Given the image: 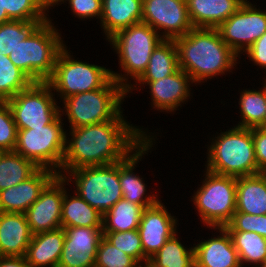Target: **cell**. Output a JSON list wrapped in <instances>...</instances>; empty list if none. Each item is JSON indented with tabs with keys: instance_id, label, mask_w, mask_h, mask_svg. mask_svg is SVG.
I'll use <instances>...</instances> for the list:
<instances>
[{
	"instance_id": "cell-32",
	"label": "cell",
	"mask_w": 266,
	"mask_h": 267,
	"mask_svg": "<svg viewBox=\"0 0 266 267\" xmlns=\"http://www.w3.org/2000/svg\"><path fill=\"white\" fill-rule=\"evenodd\" d=\"M241 265L243 262L260 266L266 261V239L255 232L228 231Z\"/></svg>"
},
{
	"instance_id": "cell-4",
	"label": "cell",
	"mask_w": 266,
	"mask_h": 267,
	"mask_svg": "<svg viewBox=\"0 0 266 267\" xmlns=\"http://www.w3.org/2000/svg\"><path fill=\"white\" fill-rule=\"evenodd\" d=\"M57 30L48 20L10 52L14 65L34 82L47 81L54 72L56 59L64 48Z\"/></svg>"
},
{
	"instance_id": "cell-27",
	"label": "cell",
	"mask_w": 266,
	"mask_h": 267,
	"mask_svg": "<svg viewBox=\"0 0 266 267\" xmlns=\"http://www.w3.org/2000/svg\"><path fill=\"white\" fill-rule=\"evenodd\" d=\"M143 210L141 205L120 199L103 214V232H125L138 229Z\"/></svg>"
},
{
	"instance_id": "cell-18",
	"label": "cell",
	"mask_w": 266,
	"mask_h": 267,
	"mask_svg": "<svg viewBox=\"0 0 266 267\" xmlns=\"http://www.w3.org/2000/svg\"><path fill=\"white\" fill-rule=\"evenodd\" d=\"M220 237L205 240L193 247L195 267H242L232 238L225 227H218Z\"/></svg>"
},
{
	"instance_id": "cell-12",
	"label": "cell",
	"mask_w": 266,
	"mask_h": 267,
	"mask_svg": "<svg viewBox=\"0 0 266 267\" xmlns=\"http://www.w3.org/2000/svg\"><path fill=\"white\" fill-rule=\"evenodd\" d=\"M225 44L237 55L246 51L266 32V12L252 7L247 0L216 28ZM245 48V50H244Z\"/></svg>"
},
{
	"instance_id": "cell-11",
	"label": "cell",
	"mask_w": 266,
	"mask_h": 267,
	"mask_svg": "<svg viewBox=\"0 0 266 267\" xmlns=\"http://www.w3.org/2000/svg\"><path fill=\"white\" fill-rule=\"evenodd\" d=\"M47 81L33 82L23 91L6 101L17 129H32L52 123L63 111L53 100Z\"/></svg>"
},
{
	"instance_id": "cell-40",
	"label": "cell",
	"mask_w": 266,
	"mask_h": 267,
	"mask_svg": "<svg viewBox=\"0 0 266 267\" xmlns=\"http://www.w3.org/2000/svg\"><path fill=\"white\" fill-rule=\"evenodd\" d=\"M64 0H50V7ZM74 14L79 18H90L102 15V0H68Z\"/></svg>"
},
{
	"instance_id": "cell-20",
	"label": "cell",
	"mask_w": 266,
	"mask_h": 267,
	"mask_svg": "<svg viewBox=\"0 0 266 267\" xmlns=\"http://www.w3.org/2000/svg\"><path fill=\"white\" fill-rule=\"evenodd\" d=\"M152 137L146 138L133 153L128 155L124 160L119 162V179L121 184V189L123 193V199L134 202L138 205H141L143 208L150 207L159 202L156 196H147L143 197L146 192L145 184L142 181V178L134 175L133 169L135 164L141 159L145 151L149 150V147H152ZM138 151V152H137ZM144 198V199H143Z\"/></svg>"
},
{
	"instance_id": "cell-24",
	"label": "cell",
	"mask_w": 266,
	"mask_h": 267,
	"mask_svg": "<svg viewBox=\"0 0 266 267\" xmlns=\"http://www.w3.org/2000/svg\"><path fill=\"white\" fill-rule=\"evenodd\" d=\"M64 228L32 235L26 252L30 267H57L64 246Z\"/></svg>"
},
{
	"instance_id": "cell-25",
	"label": "cell",
	"mask_w": 266,
	"mask_h": 267,
	"mask_svg": "<svg viewBox=\"0 0 266 267\" xmlns=\"http://www.w3.org/2000/svg\"><path fill=\"white\" fill-rule=\"evenodd\" d=\"M236 212L266 214V173L236 178Z\"/></svg>"
},
{
	"instance_id": "cell-36",
	"label": "cell",
	"mask_w": 266,
	"mask_h": 267,
	"mask_svg": "<svg viewBox=\"0 0 266 267\" xmlns=\"http://www.w3.org/2000/svg\"><path fill=\"white\" fill-rule=\"evenodd\" d=\"M130 255L117 249L104 236L100 240L94 267H138Z\"/></svg>"
},
{
	"instance_id": "cell-22",
	"label": "cell",
	"mask_w": 266,
	"mask_h": 267,
	"mask_svg": "<svg viewBox=\"0 0 266 267\" xmlns=\"http://www.w3.org/2000/svg\"><path fill=\"white\" fill-rule=\"evenodd\" d=\"M246 0H186L194 28H217L232 16Z\"/></svg>"
},
{
	"instance_id": "cell-8",
	"label": "cell",
	"mask_w": 266,
	"mask_h": 267,
	"mask_svg": "<svg viewBox=\"0 0 266 267\" xmlns=\"http://www.w3.org/2000/svg\"><path fill=\"white\" fill-rule=\"evenodd\" d=\"M193 200L205 224L215 229L225 227L236 212V178L207 170Z\"/></svg>"
},
{
	"instance_id": "cell-34",
	"label": "cell",
	"mask_w": 266,
	"mask_h": 267,
	"mask_svg": "<svg viewBox=\"0 0 266 267\" xmlns=\"http://www.w3.org/2000/svg\"><path fill=\"white\" fill-rule=\"evenodd\" d=\"M48 20L20 21L10 20L0 25V53L6 56L27 39L42 23Z\"/></svg>"
},
{
	"instance_id": "cell-45",
	"label": "cell",
	"mask_w": 266,
	"mask_h": 267,
	"mask_svg": "<svg viewBox=\"0 0 266 267\" xmlns=\"http://www.w3.org/2000/svg\"><path fill=\"white\" fill-rule=\"evenodd\" d=\"M260 128L266 131V116H265L264 122Z\"/></svg>"
},
{
	"instance_id": "cell-29",
	"label": "cell",
	"mask_w": 266,
	"mask_h": 267,
	"mask_svg": "<svg viewBox=\"0 0 266 267\" xmlns=\"http://www.w3.org/2000/svg\"><path fill=\"white\" fill-rule=\"evenodd\" d=\"M178 66L174 40H163L153 50L146 71L137 81H157L173 74Z\"/></svg>"
},
{
	"instance_id": "cell-6",
	"label": "cell",
	"mask_w": 266,
	"mask_h": 267,
	"mask_svg": "<svg viewBox=\"0 0 266 267\" xmlns=\"http://www.w3.org/2000/svg\"><path fill=\"white\" fill-rule=\"evenodd\" d=\"M127 90L111 79L104 87L72 95L64 99L71 128L113 120L120 113Z\"/></svg>"
},
{
	"instance_id": "cell-19",
	"label": "cell",
	"mask_w": 266,
	"mask_h": 267,
	"mask_svg": "<svg viewBox=\"0 0 266 267\" xmlns=\"http://www.w3.org/2000/svg\"><path fill=\"white\" fill-rule=\"evenodd\" d=\"M189 80L190 76L178 68L173 74L157 81L138 82L150 86L154 108L173 112L190 95Z\"/></svg>"
},
{
	"instance_id": "cell-2",
	"label": "cell",
	"mask_w": 266,
	"mask_h": 267,
	"mask_svg": "<svg viewBox=\"0 0 266 267\" xmlns=\"http://www.w3.org/2000/svg\"><path fill=\"white\" fill-rule=\"evenodd\" d=\"M174 40L178 66L192 83L224 74L235 65L238 55L232 51L216 28H193Z\"/></svg>"
},
{
	"instance_id": "cell-37",
	"label": "cell",
	"mask_w": 266,
	"mask_h": 267,
	"mask_svg": "<svg viewBox=\"0 0 266 267\" xmlns=\"http://www.w3.org/2000/svg\"><path fill=\"white\" fill-rule=\"evenodd\" d=\"M103 235L117 249L133 257L139 264L144 260L141 237L138 229L125 232H103Z\"/></svg>"
},
{
	"instance_id": "cell-30",
	"label": "cell",
	"mask_w": 266,
	"mask_h": 267,
	"mask_svg": "<svg viewBox=\"0 0 266 267\" xmlns=\"http://www.w3.org/2000/svg\"><path fill=\"white\" fill-rule=\"evenodd\" d=\"M176 237L169 238L148 262L154 267H195L194 248L186 250Z\"/></svg>"
},
{
	"instance_id": "cell-42",
	"label": "cell",
	"mask_w": 266,
	"mask_h": 267,
	"mask_svg": "<svg viewBox=\"0 0 266 267\" xmlns=\"http://www.w3.org/2000/svg\"><path fill=\"white\" fill-rule=\"evenodd\" d=\"M245 52L259 66L266 68V32L257 39Z\"/></svg>"
},
{
	"instance_id": "cell-47",
	"label": "cell",
	"mask_w": 266,
	"mask_h": 267,
	"mask_svg": "<svg viewBox=\"0 0 266 267\" xmlns=\"http://www.w3.org/2000/svg\"><path fill=\"white\" fill-rule=\"evenodd\" d=\"M2 257H4V255H3V252H2V249H1V246H0V259H1Z\"/></svg>"
},
{
	"instance_id": "cell-43",
	"label": "cell",
	"mask_w": 266,
	"mask_h": 267,
	"mask_svg": "<svg viewBox=\"0 0 266 267\" xmlns=\"http://www.w3.org/2000/svg\"><path fill=\"white\" fill-rule=\"evenodd\" d=\"M0 267H30L25 256H4L0 259Z\"/></svg>"
},
{
	"instance_id": "cell-17",
	"label": "cell",
	"mask_w": 266,
	"mask_h": 267,
	"mask_svg": "<svg viewBox=\"0 0 266 267\" xmlns=\"http://www.w3.org/2000/svg\"><path fill=\"white\" fill-rule=\"evenodd\" d=\"M56 175L49 168H40L26 181L0 191V212L25 213Z\"/></svg>"
},
{
	"instance_id": "cell-5",
	"label": "cell",
	"mask_w": 266,
	"mask_h": 267,
	"mask_svg": "<svg viewBox=\"0 0 266 267\" xmlns=\"http://www.w3.org/2000/svg\"><path fill=\"white\" fill-rule=\"evenodd\" d=\"M115 79L127 92L131 90L129 84L120 74L104 67L83 63L71 59L65 47L56 59L53 75L47 80L51 88L60 92L63 99L72 95L93 91L104 87L111 79Z\"/></svg>"
},
{
	"instance_id": "cell-41",
	"label": "cell",
	"mask_w": 266,
	"mask_h": 267,
	"mask_svg": "<svg viewBox=\"0 0 266 267\" xmlns=\"http://www.w3.org/2000/svg\"><path fill=\"white\" fill-rule=\"evenodd\" d=\"M252 139L258 173H266V131L261 128H252Z\"/></svg>"
},
{
	"instance_id": "cell-26",
	"label": "cell",
	"mask_w": 266,
	"mask_h": 267,
	"mask_svg": "<svg viewBox=\"0 0 266 267\" xmlns=\"http://www.w3.org/2000/svg\"><path fill=\"white\" fill-rule=\"evenodd\" d=\"M64 192L61 225L66 227H102L103 214L91 207L77 193L70 199Z\"/></svg>"
},
{
	"instance_id": "cell-10",
	"label": "cell",
	"mask_w": 266,
	"mask_h": 267,
	"mask_svg": "<svg viewBox=\"0 0 266 267\" xmlns=\"http://www.w3.org/2000/svg\"><path fill=\"white\" fill-rule=\"evenodd\" d=\"M148 24L143 22L131 25L114 34L112 42L119 54L120 66L135 80L146 71L150 56L156 46L163 41V37Z\"/></svg>"
},
{
	"instance_id": "cell-7",
	"label": "cell",
	"mask_w": 266,
	"mask_h": 267,
	"mask_svg": "<svg viewBox=\"0 0 266 267\" xmlns=\"http://www.w3.org/2000/svg\"><path fill=\"white\" fill-rule=\"evenodd\" d=\"M61 114L50 124L32 129H17L15 152L33 161L39 168H61L66 149V134ZM52 166V167H51ZM56 170H53L54 168Z\"/></svg>"
},
{
	"instance_id": "cell-31",
	"label": "cell",
	"mask_w": 266,
	"mask_h": 267,
	"mask_svg": "<svg viewBox=\"0 0 266 267\" xmlns=\"http://www.w3.org/2000/svg\"><path fill=\"white\" fill-rule=\"evenodd\" d=\"M34 81L9 56L0 53V102H6Z\"/></svg>"
},
{
	"instance_id": "cell-13",
	"label": "cell",
	"mask_w": 266,
	"mask_h": 267,
	"mask_svg": "<svg viewBox=\"0 0 266 267\" xmlns=\"http://www.w3.org/2000/svg\"><path fill=\"white\" fill-rule=\"evenodd\" d=\"M142 22L156 31L163 29L165 40L184 36L194 28L186 0H143Z\"/></svg>"
},
{
	"instance_id": "cell-15",
	"label": "cell",
	"mask_w": 266,
	"mask_h": 267,
	"mask_svg": "<svg viewBox=\"0 0 266 267\" xmlns=\"http://www.w3.org/2000/svg\"><path fill=\"white\" fill-rule=\"evenodd\" d=\"M57 267H94L102 239V227H66Z\"/></svg>"
},
{
	"instance_id": "cell-48",
	"label": "cell",
	"mask_w": 266,
	"mask_h": 267,
	"mask_svg": "<svg viewBox=\"0 0 266 267\" xmlns=\"http://www.w3.org/2000/svg\"><path fill=\"white\" fill-rule=\"evenodd\" d=\"M261 267H266V261L264 262V264L261 265Z\"/></svg>"
},
{
	"instance_id": "cell-16",
	"label": "cell",
	"mask_w": 266,
	"mask_h": 267,
	"mask_svg": "<svg viewBox=\"0 0 266 267\" xmlns=\"http://www.w3.org/2000/svg\"><path fill=\"white\" fill-rule=\"evenodd\" d=\"M168 213L160 201L143 210L138 230L145 262H148L166 241L176 233V219Z\"/></svg>"
},
{
	"instance_id": "cell-46",
	"label": "cell",
	"mask_w": 266,
	"mask_h": 267,
	"mask_svg": "<svg viewBox=\"0 0 266 267\" xmlns=\"http://www.w3.org/2000/svg\"><path fill=\"white\" fill-rule=\"evenodd\" d=\"M138 267H142L140 264ZM144 267H154L152 264H150L149 262H145Z\"/></svg>"
},
{
	"instance_id": "cell-21",
	"label": "cell",
	"mask_w": 266,
	"mask_h": 267,
	"mask_svg": "<svg viewBox=\"0 0 266 267\" xmlns=\"http://www.w3.org/2000/svg\"><path fill=\"white\" fill-rule=\"evenodd\" d=\"M31 238L25 213L0 212V246L4 256H25Z\"/></svg>"
},
{
	"instance_id": "cell-35",
	"label": "cell",
	"mask_w": 266,
	"mask_h": 267,
	"mask_svg": "<svg viewBox=\"0 0 266 267\" xmlns=\"http://www.w3.org/2000/svg\"><path fill=\"white\" fill-rule=\"evenodd\" d=\"M10 20L35 21L49 20L45 10L50 6V0H1Z\"/></svg>"
},
{
	"instance_id": "cell-23",
	"label": "cell",
	"mask_w": 266,
	"mask_h": 267,
	"mask_svg": "<svg viewBox=\"0 0 266 267\" xmlns=\"http://www.w3.org/2000/svg\"><path fill=\"white\" fill-rule=\"evenodd\" d=\"M143 0H102L101 24L107 38L142 22Z\"/></svg>"
},
{
	"instance_id": "cell-14",
	"label": "cell",
	"mask_w": 266,
	"mask_h": 267,
	"mask_svg": "<svg viewBox=\"0 0 266 267\" xmlns=\"http://www.w3.org/2000/svg\"><path fill=\"white\" fill-rule=\"evenodd\" d=\"M57 175L41 191L25 215L32 235L61 228V210L66 176ZM64 184V185H63Z\"/></svg>"
},
{
	"instance_id": "cell-28",
	"label": "cell",
	"mask_w": 266,
	"mask_h": 267,
	"mask_svg": "<svg viewBox=\"0 0 266 267\" xmlns=\"http://www.w3.org/2000/svg\"><path fill=\"white\" fill-rule=\"evenodd\" d=\"M40 168L15 151L0 155V191L16 186L33 176Z\"/></svg>"
},
{
	"instance_id": "cell-1",
	"label": "cell",
	"mask_w": 266,
	"mask_h": 267,
	"mask_svg": "<svg viewBox=\"0 0 266 267\" xmlns=\"http://www.w3.org/2000/svg\"><path fill=\"white\" fill-rule=\"evenodd\" d=\"M71 129L73 138L66 141L61 164L64 171L118 163L147 138L123 120L121 113L113 120Z\"/></svg>"
},
{
	"instance_id": "cell-44",
	"label": "cell",
	"mask_w": 266,
	"mask_h": 267,
	"mask_svg": "<svg viewBox=\"0 0 266 267\" xmlns=\"http://www.w3.org/2000/svg\"><path fill=\"white\" fill-rule=\"evenodd\" d=\"M7 21H10V19L8 18L5 8L2 7V1L0 0V25Z\"/></svg>"
},
{
	"instance_id": "cell-33",
	"label": "cell",
	"mask_w": 266,
	"mask_h": 267,
	"mask_svg": "<svg viewBox=\"0 0 266 267\" xmlns=\"http://www.w3.org/2000/svg\"><path fill=\"white\" fill-rule=\"evenodd\" d=\"M240 98L242 122L238 127L260 128L266 116V84L262 91L245 90Z\"/></svg>"
},
{
	"instance_id": "cell-38",
	"label": "cell",
	"mask_w": 266,
	"mask_h": 267,
	"mask_svg": "<svg viewBox=\"0 0 266 267\" xmlns=\"http://www.w3.org/2000/svg\"><path fill=\"white\" fill-rule=\"evenodd\" d=\"M17 143V127L7 102H0V150L14 151Z\"/></svg>"
},
{
	"instance_id": "cell-9",
	"label": "cell",
	"mask_w": 266,
	"mask_h": 267,
	"mask_svg": "<svg viewBox=\"0 0 266 267\" xmlns=\"http://www.w3.org/2000/svg\"><path fill=\"white\" fill-rule=\"evenodd\" d=\"M77 194L101 214L123 198L119 179V162L77 168L71 171Z\"/></svg>"
},
{
	"instance_id": "cell-3",
	"label": "cell",
	"mask_w": 266,
	"mask_h": 267,
	"mask_svg": "<svg viewBox=\"0 0 266 267\" xmlns=\"http://www.w3.org/2000/svg\"><path fill=\"white\" fill-rule=\"evenodd\" d=\"M209 149V172L235 178L258 174L252 129L236 126L222 132Z\"/></svg>"
},
{
	"instance_id": "cell-39",
	"label": "cell",
	"mask_w": 266,
	"mask_h": 267,
	"mask_svg": "<svg viewBox=\"0 0 266 267\" xmlns=\"http://www.w3.org/2000/svg\"><path fill=\"white\" fill-rule=\"evenodd\" d=\"M225 228L227 231L255 232L266 239V214L252 215L235 212Z\"/></svg>"
}]
</instances>
